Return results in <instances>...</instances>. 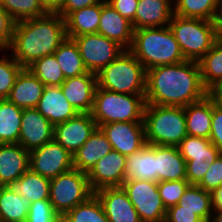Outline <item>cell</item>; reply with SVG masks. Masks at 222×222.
Segmentation results:
<instances>
[{
	"label": "cell",
	"instance_id": "cell-1",
	"mask_svg": "<svg viewBox=\"0 0 222 222\" xmlns=\"http://www.w3.org/2000/svg\"><path fill=\"white\" fill-rule=\"evenodd\" d=\"M208 94L197 61L185 60L147 70L146 104L186 107Z\"/></svg>",
	"mask_w": 222,
	"mask_h": 222
},
{
	"label": "cell",
	"instance_id": "cell-2",
	"mask_svg": "<svg viewBox=\"0 0 222 222\" xmlns=\"http://www.w3.org/2000/svg\"><path fill=\"white\" fill-rule=\"evenodd\" d=\"M67 38L65 19L58 13L15 22L11 55L27 68L35 60L54 54Z\"/></svg>",
	"mask_w": 222,
	"mask_h": 222
},
{
	"label": "cell",
	"instance_id": "cell-3",
	"mask_svg": "<svg viewBox=\"0 0 222 222\" xmlns=\"http://www.w3.org/2000/svg\"><path fill=\"white\" fill-rule=\"evenodd\" d=\"M129 51L141 62L146 71L185 61L179 44L169 26L134 30Z\"/></svg>",
	"mask_w": 222,
	"mask_h": 222
},
{
	"label": "cell",
	"instance_id": "cell-4",
	"mask_svg": "<svg viewBox=\"0 0 222 222\" xmlns=\"http://www.w3.org/2000/svg\"><path fill=\"white\" fill-rule=\"evenodd\" d=\"M143 123L150 145L178 146L187 136L184 107L145 104Z\"/></svg>",
	"mask_w": 222,
	"mask_h": 222
},
{
	"label": "cell",
	"instance_id": "cell-5",
	"mask_svg": "<svg viewBox=\"0 0 222 222\" xmlns=\"http://www.w3.org/2000/svg\"><path fill=\"white\" fill-rule=\"evenodd\" d=\"M146 78L145 67L129 50H124L97 73V84L99 88L117 93L145 95Z\"/></svg>",
	"mask_w": 222,
	"mask_h": 222
},
{
	"label": "cell",
	"instance_id": "cell-6",
	"mask_svg": "<svg viewBox=\"0 0 222 222\" xmlns=\"http://www.w3.org/2000/svg\"><path fill=\"white\" fill-rule=\"evenodd\" d=\"M168 26L185 60L198 62L218 39L217 21L174 14Z\"/></svg>",
	"mask_w": 222,
	"mask_h": 222
},
{
	"label": "cell",
	"instance_id": "cell-7",
	"mask_svg": "<svg viewBox=\"0 0 222 222\" xmlns=\"http://www.w3.org/2000/svg\"><path fill=\"white\" fill-rule=\"evenodd\" d=\"M145 95L117 93L97 86L91 111L97 126L113 122H143Z\"/></svg>",
	"mask_w": 222,
	"mask_h": 222
},
{
	"label": "cell",
	"instance_id": "cell-8",
	"mask_svg": "<svg viewBox=\"0 0 222 222\" xmlns=\"http://www.w3.org/2000/svg\"><path fill=\"white\" fill-rule=\"evenodd\" d=\"M93 194L87 173L75 168L50 180L49 200L59 215H65Z\"/></svg>",
	"mask_w": 222,
	"mask_h": 222
},
{
	"label": "cell",
	"instance_id": "cell-9",
	"mask_svg": "<svg viewBox=\"0 0 222 222\" xmlns=\"http://www.w3.org/2000/svg\"><path fill=\"white\" fill-rule=\"evenodd\" d=\"M121 187L142 222H165L167 209L159 195L158 182L129 180Z\"/></svg>",
	"mask_w": 222,
	"mask_h": 222
},
{
	"label": "cell",
	"instance_id": "cell-10",
	"mask_svg": "<svg viewBox=\"0 0 222 222\" xmlns=\"http://www.w3.org/2000/svg\"><path fill=\"white\" fill-rule=\"evenodd\" d=\"M88 72L97 74L114 61L125 49L101 34H85L72 38Z\"/></svg>",
	"mask_w": 222,
	"mask_h": 222
},
{
	"label": "cell",
	"instance_id": "cell-11",
	"mask_svg": "<svg viewBox=\"0 0 222 222\" xmlns=\"http://www.w3.org/2000/svg\"><path fill=\"white\" fill-rule=\"evenodd\" d=\"M30 170L53 179L73 169V155L54 139L30 151Z\"/></svg>",
	"mask_w": 222,
	"mask_h": 222
},
{
	"label": "cell",
	"instance_id": "cell-12",
	"mask_svg": "<svg viewBox=\"0 0 222 222\" xmlns=\"http://www.w3.org/2000/svg\"><path fill=\"white\" fill-rule=\"evenodd\" d=\"M112 149L127 156L145 146V130L143 122H113L100 125Z\"/></svg>",
	"mask_w": 222,
	"mask_h": 222
},
{
	"label": "cell",
	"instance_id": "cell-13",
	"mask_svg": "<svg viewBox=\"0 0 222 222\" xmlns=\"http://www.w3.org/2000/svg\"><path fill=\"white\" fill-rule=\"evenodd\" d=\"M126 156L111 150L87 173L93 193L103 188L121 187L124 182Z\"/></svg>",
	"mask_w": 222,
	"mask_h": 222
},
{
	"label": "cell",
	"instance_id": "cell-14",
	"mask_svg": "<svg viewBox=\"0 0 222 222\" xmlns=\"http://www.w3.org/2000/svg\"><path fill=\"white\" fill-rule=\"evenodd\" d=\"M97 127L91 113H78L66 122L54 125V140L73 155Z\"/></svg>",
	"mask_w": 222,
	"mask_h": 222
},
{
	"label": "cell",
	"instance_id": "cell-15",
	"mask_svg": "<svg viewBox=\"0 0 222 222\" xmlns=\"http://www.w3.org/2000/svg\"><path fill=\"white\" fill-rule=\"evenodd\" d=\"M53 139L54 125L36 108L23 109L18 144L30 152Z\"/></svg>",
	"mask_w": 222,
	"mask_h": 222
},
{
	"label": "cell",
	"instance_id": "cell-16",
	"mask_svg": "<svg viewBox=\"0 0 222 222\" xmlns=\"http://www.w3.org/2000/svg\"><path fill=\"white\" fill-rule=\"evenodd\" d=\"M97 86V74L88 72L65 79L60 87L67 101L79 113H91Z\"/></svg>",
	"mask_w": 222,
	"mask_h": 222
},
{
	"label": "cell",
	"instance_id": "cell-17",
	"mask_svg": "<svg viewBox=\"0 0 222 222\" xmlns=\"http://www.w3.org/2000/svg\"><path fill=\"white\" fill-rule=\"evenodd\" d=\"M97 33L116 41L125 50H129L133 43L132 22L122 17L106 0L101 1V15Z\"/></svg>",
	"mask_w": 222,
	"mask_h": 222
},
{
	"label": "cell",
	"instance_id": "cell-18",
	"mask_svg": "<svg viewBox=\"0 0 222 222\" xmlns=\"http://www.w3.org/2000/svg\"><path fill=\"white\" fill-rule=\"evenodd\" d=\"M109 222H142L122 187L103 188L94 193Z\"/></svg>",
	"mask_w": 222,
	"mask_h": 222
},
{
	"label": "cell",
	"instance_id": "cell-19",
	"mask_svg": "<svg viewBox=\"0 0 222 222\" xmlns=\"http://www.w3.org/2000/svg\"><path fill=\"white\" fill-rule=\"evenodd\" d=\"M30 152L20 144H0V186L17 181L30 169Z\"/></svg>",
	"mask_w": 222,
	"mask_h": 222
},
{
	"label": "cell",
	"instance_id": "cell-20",
	"mask_svg": "<svg viewBox=\"0 0 222 222\" xmlns=\"http://www.w3.org/2000/svg\"><path fill=\"white\" fill-rule=\"evenodd\" d=\"M174 15L173 0H139L132 26L134 30L168 26Z\"/></svg>",
	"mask_w": 222,
	"mask_h": 222
},
{
	"label": "cell",
	"instance_id": "cell-21",
	"mask_svg": "<svg viewBox=\"0 0 222 222\" xmlns=\"http://www.w3.org/2000/svg\"><path fill=\"white\" fill-rule=\"evenodd\" d=\"M36 109L53 125L66 122L79 113L67 101L60 86H45Z\"/></svg>",
	"mask_w": 222,
	"mask_h": 222
},
{
	"label": "cell",
	"instance_id": "cell-22",
	"mask_svg": "<svg viewBox=\"0 0 222 222\" xmlns=\"http://www.w3.org/2000/svg\"><path fill=\"white\" fill-rule=\"evenodd\" d=\"M45 85L28 69L18 74L7 99L21 109L36 108Z\"/></svg>",
	"mask_w": 222,
	"mask_h": 222
},
{
	"label": "cell",
	"instance_id": "cell-23",
	"mask_svg": "<svg viewBox=\"0 0 222 222\" xmlns=\"http://www.w3.org/2000/svg\"><path fill=\"white\" fill-rule=\"evenodd\" d=\"M112 149L103 131L97 127L89 139L73 154V167L88 173Z\"/></svg>",
	"mask_w": 222,
	"mask_h": 222
},
{
	"label": "cell",
	"instance_id": "cell-24",
	"mask_svg": "<svg viewBox=\"0 0 222 222\" xmlns=\"http://www.w3.org/2000/svg\"><path fill=\"white\" fill-rule=\"evenodd\" d=\"M129 180L156 182V145L146 144L126 156L124 182Z\"/></svg>",
	"mask_w": 222,
	"mask_h": 222
},
{
	"label": "cell",
	"instance_id": "cell-25",
	"mask_svg": "<svg viewBox=\"0 0 222 222\" xmlns=\"http://www.w3.org/2000/svg\"><path fill=\"white\" fill-rule=\"evenodd\" d=\"M186 170L178 146L156 145V182L186 180Z\"/></svg>",
	"mask_w": 222,
	"mask_h": 222
},
{
	"label": "cell",
	"instance_id": "cell-26",
	"mask_svg": "<svg viewBox=\"0 0 222 222\" xmlns=\"http://www.w3.org/2000/svg\"><path fill=\"white\" fill-rule=\"evenodd\" d=\"M184 111L187 135L209 139L212 125L213 97L208 94L200 101L184 107Z\"/></svg>",
	"mask_w": 222,
	"mask_h": 222
},
{
	"label": "cell",
	"instance_id": "cell-27",
	"mask_svg": "<svg viewBox=\"0 0 222 222\" xmlns=\"http://www.w3.org/2000/svg\"><path fill=\"white\" fill-rule=\"evenodd\" d=\"M101 2L71 12L66 18V35L69 38L98 32Z\"/></svg>",
	"mask_w": 222,
	"mask_h": 222
},
{
	"label": "cell",
	"instance_id": "cell-28",
	"mask_svg": "<svg viewBox=\"0 0 222 222\" xmlns=\"http://www.w3.org/2000/svg\"><path fill=\"white\" fill-rule=\"evenodd\" d=\"M8 187L18 195L28 199L30 203L49 199L50 179L34 173L30 169Z\"/></svg>",
	"mask_w": 222,
	"mask_h": 222
},
{
	"label": "cell",
	"instance_id": "cell-29",
	"mask_svg": "<svg viewBox=\"0 0 222 222\" xmlns=\"http://www.w3.org/2000/svg\"><path fill=\"white\" fill-rule=\"evenodd\" d=\"M23 109L0 99V144H18Z\"/></svg>",
	"mask_w": 222,
	"mask_h": 222
},
{
	"label": "cell",
	"instance_id": "cell-30",
	"mask_svg": "<svg viewBox=\"0 0 222 222\" xmlns=\"http://www.w3.org/2000/svg\"><path fill=\"white\" fill-rule=\"evenodd\" d=\"M198 64L203 85L209 92L222 84V39L218 38L215 41Z\"/></svg>",
	"mask_w": 222,
	"mask_h": 222
},
{
	"label": "cell",
	"instance_id": "cell-31",
	"mask_svg": "<svg viewBox=\"0 0 222 222\" xmlns=\"http://www.w3.org/2000/svg\"><path fill=\"white\" fill-rule=\"evenodd\" d=\"M178 205L180 210L194 211L203 222L215 219L211 192L204 190L198 185H190L180 197Z\"/></svg>",
	"mask_w": 222,
	"mask_h": 222
},
{
	"label": "cell",
	"instance_id": "cell-32",
	"mask_svg": "<svg viewBox=\"0 0 222 222\" xmlns=\"http://www.w3.org/2000/svg\"><path fill=\"white\" fill-rule=\"evenodd\" d=\"M178 148L185 161H205L209 165L222 153L210 139L191 135H187Z\"/></svg>",
	"mask_w": 222,
	"mask_h": 222
},
{
	"label": "cell",
	"instance_id": "cell-33",
	"mask_svg": "<svg viewBox=\"0 0 222 222\" xmlns=\"http://www.w3.org/2000/svg\"><path fill=\"white\" fill-rule=\"evenodd\" d=\"M173 4L177 16L217 21L222 0H173Z\"/></svg>",
	"mask_w": 222,
	"mask_h": 222
},
{
	"label": "cell",
	"instance_id": "cell-34",
	"mask_svg": "<svg viewBox=\"0 0 222 222\" xmlns=\"http://www.w3.org/2000/svg\"><path fill=\"white\" fill-rule=\"evenodd\" d=\"M30 204L8 186H0V222H26Z\"/></svg>",
	"mask_w": 222,
	"mask_h": 222
},
{
	"label": "cell",
	"instance_id": "cell-35",
	"mask_svg": "<svg viewBox=\"0 0 222 222\" xmlns=\"http://www.w3.org/2000/svg\"><path fill=\"white\" fill-rule=\"evenodd\" d=\"M54 55L65 79L88 73L78 47L72 38L67 37L54 52Z\"/></svg>",
	"mask_w": 222,
	"mask_h": 222
},
{
	"label": "cell",
	"instance_id": "cell-36",
	"mask_svg": "<svg viewBox=\"0 0 222 222\" xmlns=\"http://www.w3.org/2000/svg\"><path fill=\"white\" fill-rule=\"evenodd\" d=\"M45 86H61L64 74L54 54L35 60L27 67Z\"/></svg>",
	"mask_w": 222,
	"mask_h": 222
},
{
	"label": "cell",
	"instance_id": "cell-37",
	"mask_svg": "<svg viewBox=\"0 0 222 222\" xmlns=\"http://www.w3.org/2000/svg\"><path fill=\"white\" fill-rule=\"evenodd\" d=\"M0 3L15 22L38 18L48 13L39 0H0Z\"/></svg>",
	"mask_w": 222,
	"mask_h": 222
},
{
	"label": "cell",
	"instance_id": "cell-38",
	"mask_svg": "<svg viewBox=\"0 0 222 222\" xmlns=\"http://www.w3.org/2000/svg\"><path fill=\"white\" fill-rule=\"evenodd\" d=\"M65 215L72 222H109L102 204L95 194L69 210Z\"/></svg>",
	"mask_w": 222,
	"mask_h": 222
},
{
	"label": "cell",
	"instance_id": "cell-39",
	"mask_svg": "<svg viewBox=\"0 0 222 222\" xmlns=\"http://www.w3.org/2000/svg\"><path fill=\"white\" fill-rule=\"evenodd\" d=\"M23 67L12 55L3 54L0 57V99H7L15 80Z\"/></svg>",
	"mask_w": 222,
	"mask_h": 222
},
{
	"label": "cell",
	"instance_id": "cell-40",
	"mask_svg": "<svg viewBox=\"0 0 222 222\" xmlns=\"http://www.w3.org/2000/svg\"><path fill=\"white\" fill-rule=\"evenodd\" d=\"M191 184L187 180L158 182V191L166 209L179 203L180 197Z\"/></svg>",
	"mask_w": 222,
	"mask_h": 222
},
{
	"label": "cell",
	"instance_id": "cell-41",
	"mask_svg": "<svg viewBox=\"0 0 222 222\" xmlns=\"http://www.w3.org/2000/svg\"><path fill=\"white\" fill-rule=\"evenodd\" d=\"M58 215L49 199L39 200L29 205L26 222H55Z\"/></svg>",
	"mask_w": 222,
	"mask_h": 222
},
{
	"label": "cell",
	"instance_id": "cell-42",
	"mask_svg": "<svg viewBox=\"0 0 222 222\" xmlns=\"http://www.w3.org/2000/svg\"><path fill=\"white\" fill-rule=\"evenodd\" d=\"M222 185V153L218 158L210 164V167L202 181L198 184L199 187L206 191L212 192L214 189Z\"/></svg>",
	"mask_w": 222,
	"mask_h": 222
},
{
	"label": "cell",
	"instance_id": "cell-43",
	"mask_svg": "<svg viewBox=\"0 0 222 222\" xmlns=\"http://www.w3.org/2000/svg\"><path fill=\"white\" fill-rule=\"evenodd\" d=\"M14 26L15 21L3 9L0 3V53L2 50L6 51L9 49L13 37Z\"/></svg>",
	"mask_w": 222,
	"mask_h": 222
},
{
	"label": "cell",
	"instance_id": "cell-44",
	"mask_svg": "<svg viewBox=\"0 0 222 222\" xmlns=\"http://www.w3.org/2000/svg\"><path fill=\"white\" fill-rule=\"evenodd\" d=\"M210 141L222 151V107L213 98L212 125L209 136Z\"/></svg>",
	"mask_w": 222,
	"mask_h": 222
},
{
	"label": "cell",
	"instance_id": "cell-45",
	"mask_svg": "<svg viewBox=\"0 0 222 222\" xmlns=\"http://www.w3.org/2000/svg\"><path fill=\"white\" fill-rule=\"evenodd\" d=\"M186 167V180L191 185H198L204 178L210 165L205 161H186Z\"/></svg>",
	"mask_w": 222,
	"mask_h": 222
},
{
	"label": "cell",
	"instance_id": "cell-46",
	"mask_svg": "<svg viewBox=\"0 0 222 222\" xmlns=\"http://www.w3.org/2000/svg\"><path fill=\"white\" fill-rule=\"evenodd\" d=\"M165 222H203L194 211L180 210V206L174 205L167 209Z\"/></svg>",
	"mask_w": 222,
	"mask_h": 222
},
{
	"label": "cell",
	"instance_id": "cell-47",
	"mask_svg": "<svg viewBox=\"0 0 222 222\" xmlns=\"http://www.w3.org/2000/svg\"><path fill=\"white\" fill-rule=\"evenodd\" d=\"M139 0H106L122 17L134 21Z\"/></svg>",
	"mask_w": 222,
	"mask_h": 222
},
{
	"label": "cell",
	"instance_id": "cell-48",
	"mask_svg": "<svg viewBox=\"0 0 222 222\" xmlns=\"http://www.w3.org/2000/svg\"><path fill=\"white\" fill-rule=\"evenodd\" d=\"M102 0H64L61 8L56 12L64 19L73 11L95 5Z\"/></svg>",
	"mask_w": 222,
	"mask_h": 222
},
{
	"label": "cell",
	"instance_id": "cell-49",
	"mask_svg": "<svg viewBox=\"0 0 222 222\" xmlns=\"http://www.w3.org/2000/svg\"><path fill=\"white\" fill-rule=\"evenodd\" d=\"M212 209L215 218L222 215V185L211 192Z\"/></svg>",
	"mask_w": 222,
	"mask_h": 222
},
{
	"label": "cell",
	"instance_id": "cell-50",
	"mask_svg": "<svg viewBox=\"0 0 222 222\" xmlns=\"http://www.w3.org/2000/svg\"><path fill=\"white\" fill-rule=\"evenodd\" d=\"M48 13H56L62 6L64 0H39Z\"/></svg>",
	"mask_w": 222,
	"mask_h": 222
},
{
	"label": "cell",
	"instance_id": "cell-51",
	"mask_svg": "<svg viewBox=\"0 0 222 222\" xmlns=\"http://www.w3.org/2000/svg\"><path fill=\"white\" fill-rule=\"evenodd\" d=\"M209 94L214 98L215 102L222 107V84L216 86Z\"/></svg>",
	"mask_w": 222,
	"mask_h": 222
},
{
	"label": "cell",
	"instance_id": "cell-52",
	"mask_svg": "<svg viewBox=\"0 0 222 222\" xmlns=\"http://www.w3.org/2000/svg\"><path fill=\"white\" fill-rule=\"evenodd\" d=\"M218 38L222 39V6L217 19Z\"/></svg>",
	"mask_w": 222,
	"mask_h": 222
},
{
	"label": "cell",
	"instance_id": "cell-53",
	"mask_svg": "<svg viewBox=\"0 0 222 222\" xmlns=\"http://www.w3.org/2000/svg\"><path fill=\"white\" fill-rule=\"evenodd\" d=\"M55 222H72L66 215H58Z\"/></svg>",
	"mask_w": 222,
	"mask_h": 222
},
{
	"label": "cell",
	"instance_id": "cell-54",
	"mask_svg": "<svg viewBox=\"0 0 222 222\" xmlns=\"http://www.w3.org/2000/svg\"><path fill=\"white\" fill-rule=\"evenodd\" d=\"M218 222H222V215H219L218 217L215 218Z\"/></svg>",
	"mask_w": 222,
	"mask_h": 222
},
{
	"label": "cell",
	"instance_id": "cell-55",
	"mask_svg": "<svg viewBox=\"0 0 222 222\" xmlns=\"http://www.w3.org/2000/svg\"><path fill=\"white\" fill-rule=\"evenodd\" d=\"M207 222H218L216 219H213L211 221H207Z\"/></svg>",
	"mask_w": 222,
	"mask_h": 222
}]
</instances>
